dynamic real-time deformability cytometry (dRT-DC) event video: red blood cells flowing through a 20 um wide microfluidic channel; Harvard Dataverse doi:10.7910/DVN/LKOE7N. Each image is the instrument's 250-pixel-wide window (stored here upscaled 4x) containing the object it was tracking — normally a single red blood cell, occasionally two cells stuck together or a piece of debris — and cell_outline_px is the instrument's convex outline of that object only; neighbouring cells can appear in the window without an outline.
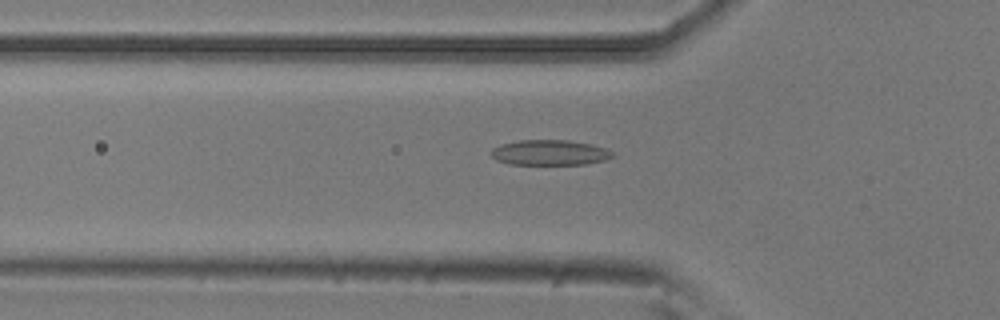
{"species": "common noctule bat (a hibernating species)", "species_latin": "Nyctalus noctula", "temperature_condition": "room temperature", "stored_images_in_passage": 52, "camera_frame_rate_fps": 3000, "um_per_image_px": 0.085, "animal": {"sex": "male", "body_mass_g": 20.5, "forearm_length_mm": 52.5}, "frame": {"image": 1, "passage_image": 17, "time_ms": 5.333, "image_size_px": [1000, 320], "cell_outline_px": [[612, 156], [604, 160], [584, 164], [512, 164], [496, 160], [488, 152], [492, 148], [500, 144], [516, 140], [568, 140], [592, 144], [604, 148], [612, 152]], "centroid_in_image_um": [46.66, 12.96], "position_along_channel_um": 79.1, "area_um2": 17.86}}
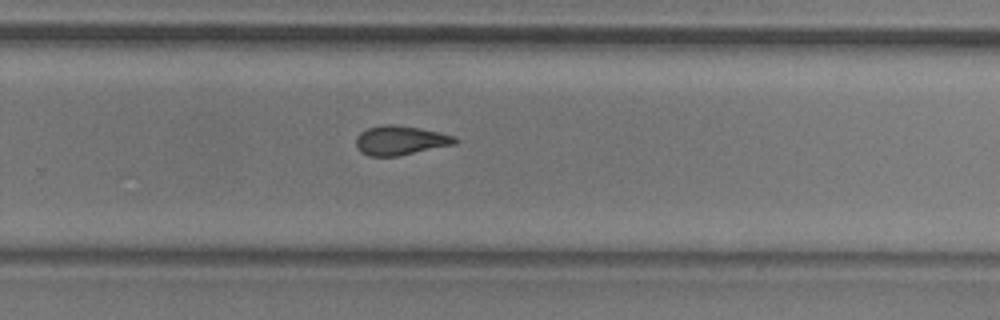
{"frame": {"image": 2, "passage_image": 34, "time_ms": 11.0, "image_size_px": [1000, 320], "cell_outline_px": [[460, 140], [456, 144], [396, 156], [368, 156], [360, 152], [356, 148], [356, 136], [360, 132], [368, 128], [384, 124], [392, 124], [420, 128], [440, 132], [456, 136]], "centroid_in_image_um": [34.03, 11.93], "position_along_channel_um": 295.8, "area_um2": 17.05}}
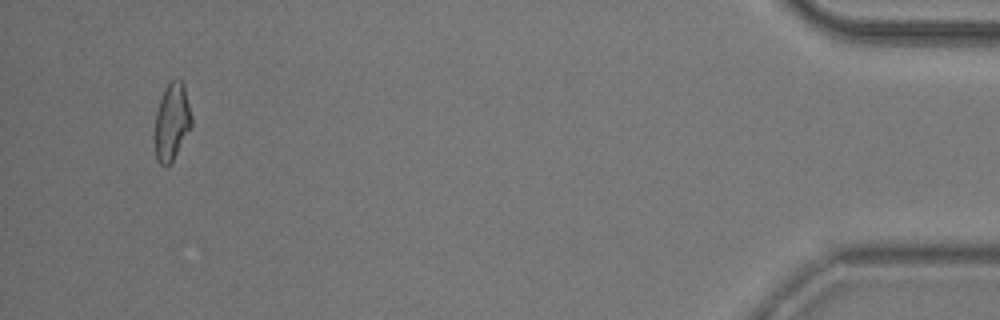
{"frame": {"image": 3, "passage_image": 50, "time_ms": 16.333, "image_size_px": [1000, 320], "cell_outline_px": [[192, 128], [172, 160], [168, 164], [160, 164], [156, 160], [152, 136], [156, 112], [160, 100], [168, 84], [172, 80], [180, 80], [184, 84], [192, 116]], "centroid_in_image_um": [14.58, 10.39], "position_along_channel_um": 420.6, "area_um2": 16.82}, "authors_computed_cell_mechanics": {"area_um2": 17.1088, "velocity_mm_per_s": 3.8098, "shape_relaxation_time_tau1_ms": 9.3937, "shape_relaxation_time_tau2_ms": 2.5566, "deformation_change_tau1": 0.2092, "deformation_change_tau2": 0.093}}